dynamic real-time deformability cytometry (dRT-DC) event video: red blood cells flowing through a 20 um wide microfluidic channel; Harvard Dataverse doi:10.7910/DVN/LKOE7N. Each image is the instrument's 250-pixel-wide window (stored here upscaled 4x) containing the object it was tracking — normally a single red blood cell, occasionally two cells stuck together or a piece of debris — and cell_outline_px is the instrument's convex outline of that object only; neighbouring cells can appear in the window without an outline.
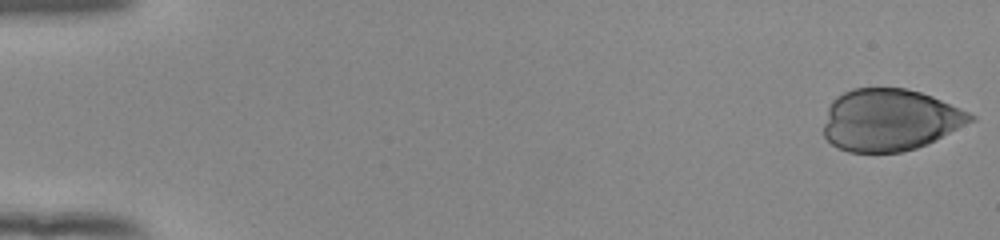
{"species": "human", "species_latin": "Homo sapiens", "temperature_condition": "room temperature", "stored_images_in_passage": 45, "camera_frame_rate_fps": 3000, "um_per_image_px": 0.085, "donor": {"sex": "female"}, "frame": {"image": 1, "passage_image": 1, "time_ms": 0.0, "image_size_px": [1000, 240], "cell_outline_px": [[976, 120], [916, 148], [900, 152], [848, 152], [832, 144], [824, 136], [824, 124], [828, 108], [832, 100], [836, 96], [852, 88], [904, 88], [920, 92], [932, 96], [960, 108], [976, 116]], "centroid_in_image_um": [75.62, 10.18], "position_along_channel_um": 9.4, "area_um2": 52.71}}
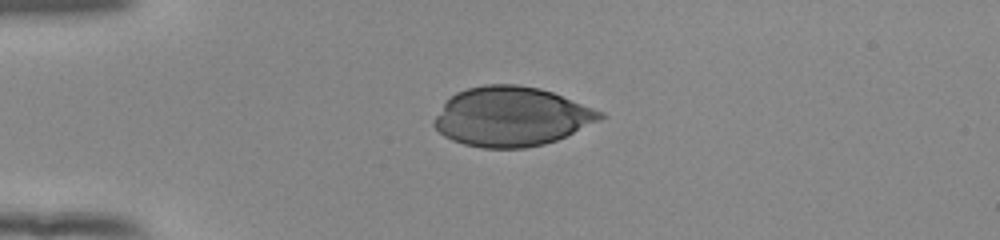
{"frame": {"image": 2, "passage_image": 14, "time_ms": 4.333, "image_size_px": [1000, 240], "cell_outline_px": [[608, 116], [600, 120], [556, 140], [544, 144], [524, 148], [484, 148], [464, 144], [452, 140], [444, 136], [432, 124], [432, 120], [444, 104], [456, 92], [468, 88], [484, 84], [516, 84], [540, 88], [552, 92], [604, 112]], "centroid_in_image_um": [43.47, 9.9], "position_along_channel_um": 41.5, "area_um2": 57.28}}